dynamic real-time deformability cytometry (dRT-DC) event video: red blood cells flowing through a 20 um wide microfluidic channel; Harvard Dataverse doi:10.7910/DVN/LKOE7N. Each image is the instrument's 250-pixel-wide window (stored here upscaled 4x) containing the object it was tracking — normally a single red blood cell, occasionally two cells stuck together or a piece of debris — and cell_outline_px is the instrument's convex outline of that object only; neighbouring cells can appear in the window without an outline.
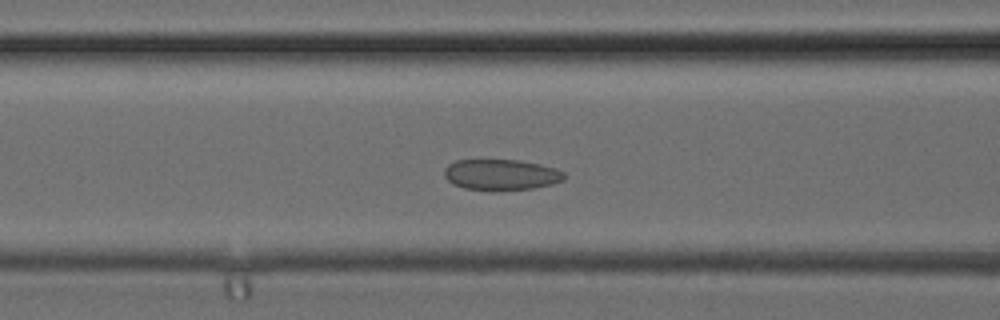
{"species": "common noctule bat (a hibernating species)", "species_latin": "Nyctalus noctula", "temperature_condition": "cold", "stored_images_in_passage": 36, "camera_frame_rate_fps": 3000, "um_per_image_px": 0.085, "animal": {"sex": "female", "body_mass_g": 24.6, "forearm_length_mm": 56.2}, "frame": {"image": 1, "passage_image": 14, "time_ms": 4.333, "image_size_px": [1000, 320], "cell_outline_px": [[564, 180], [552, 184], [532, 188], [492, 192], [464, 188], [452, 184], [444, 176], [444, 168], [448, 164], [456, 160], [520, 160], [540, 164], [556, 168], [564, 172]], "centroid_in_image_um": [42.57, 14.86], "position_along_channel_um": 124.0, "area_um2": 21.96}}
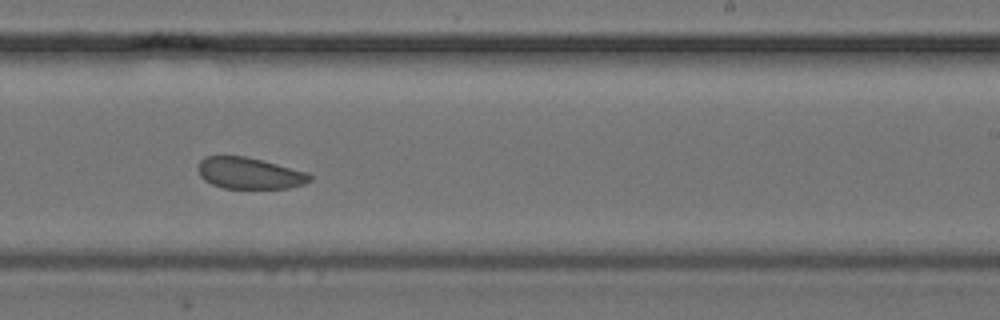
{"frame": {"image": 2, "passage_image": 22, "time_ms": 7.0, "image_size_px": [1000, 320], "cell_outline_px": [[312, 180], [304, 184], [288, 188], [224, 188], [212, 184], [204, 180], [200, 176], [196, 168], [200, 160], [204, 156], [244, 156], [308, 172], [312, 176]], "centroid_in_image_um": [21.18, 14.72], "position_along_channel_um": 267.8, "area_um2": 20.46}}
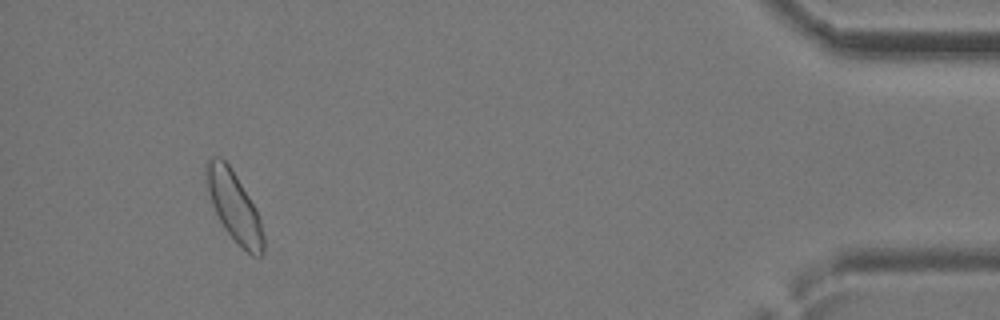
{"frame": {"image": 3, "passage_image": 34, "time_ms": 11.0, "image_size_px": [1000, 320], "cell_outline_px": [[264, 256], [252, 256], [224, 228], [212, 204], [204, 180], [204, 164], [208, 160], [216, 156], [220, 156], [228, 164], [236, 176], [256, 208], [260, 220], [264, 236]], "centroid_in_image_um": [19.88, 17.51], "position_along_channel_um": 415.3, "area_um2": 23.06}}